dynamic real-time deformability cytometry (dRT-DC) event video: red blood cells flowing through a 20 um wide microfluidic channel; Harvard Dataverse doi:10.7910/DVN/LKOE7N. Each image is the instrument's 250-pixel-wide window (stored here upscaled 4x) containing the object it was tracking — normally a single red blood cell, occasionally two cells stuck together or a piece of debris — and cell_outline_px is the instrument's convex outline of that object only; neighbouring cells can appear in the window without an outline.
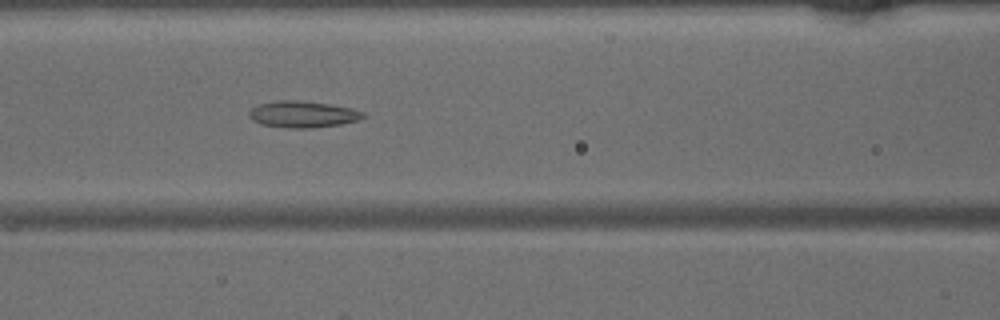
{"species": "common noctule bat (a hibernating species)", "species_latin": "Nyctalus noctula", "temperature_condition": "warm", "stored_images_in_passage": 47, "camera_frame_rate_fps": 3000, "um_per_image_px": 0.085, "animal": {"sex": "male", "body_mass_g": 15.6}, "frame": {"image": 1, "passage_image": 20, "time_ms": 6.333, "image_size_px": [1000, 320], "cell_outline_px": [[368, 116], [360, 120], [340, 124], [308, 128], [288, 128], [260, 124], [252, 120], [248, 116], [248, 112], [252, 108], [260, 104], [280, 100], [296, 100], [332, 104], [352, 108], [364, 112]], "centroid_in_image_um": [25.77, 9.71], "position_along_channel_um": 140.8, "area_um2": 17.74}}
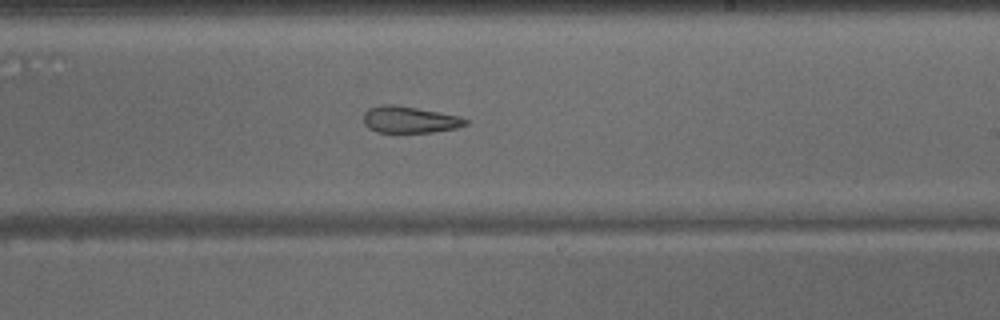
{"frame": {"image": 2, "passage_image": 28, "time_ms": 9.0, "image_size_px": [1000, 320], "cell_outline_px": [[472, 120], [468, 124], [456, 128], [436, 132], [376, 132], [368, 128], [364, 124], [364, 112], [368, 108], [380, 104], [392, 104], [416, 108], [460, 116]], "centroid_in_image_um": [34.83, 10.17], "position_along_channel_um": 254.2, "area_um2": 16.01}}
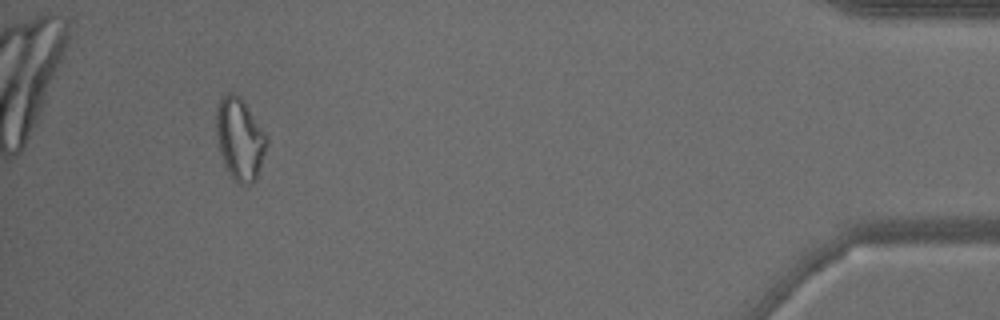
{"frame": {"image": 3, "passage_image": 44, "time_ms": 14.333, "image_size_px": [1000, 320], "cell_outline_px": [[268, 140], [256, 180], [252, 184], [240, 184], [232, 180], [224, 164], [220, 152], [216, 132], [216, 108], [220, 100], [228, 92], [232, 92], [240, 96], [244, 100], [264, 132]], "centroid_in_image_um": [20.37, 11.82], "position_along_channel_um": 414.8, "area_um2": 24.04}}